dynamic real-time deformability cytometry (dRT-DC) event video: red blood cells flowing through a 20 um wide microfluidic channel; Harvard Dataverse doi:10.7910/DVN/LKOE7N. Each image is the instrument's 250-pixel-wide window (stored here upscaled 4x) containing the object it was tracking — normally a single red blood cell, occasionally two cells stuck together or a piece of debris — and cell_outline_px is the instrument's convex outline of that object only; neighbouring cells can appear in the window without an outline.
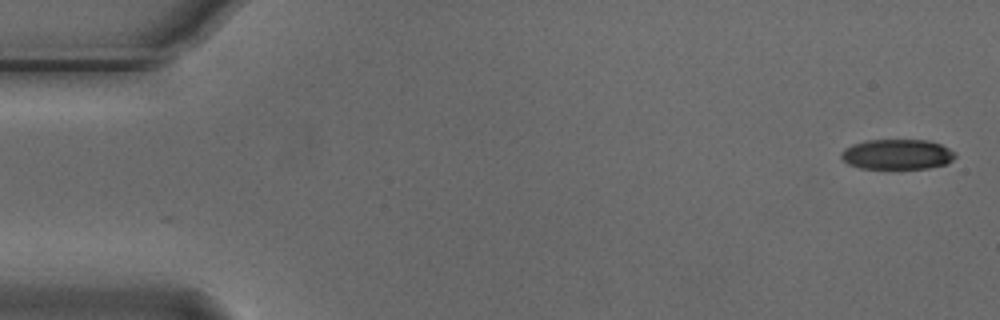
{"species": "Egyptian fruit bat (a non-hibernating species)", "species_latin": "Rousettus aegyptiacus", "temperature_condition": "cold", "stored_images_in_passage": 5, "camera_frame_rate_fps": 3000, "um_per_image_px": 0.085, "animal": {"sex": "male"}, "frame": {"image": 1, "passage_image": 1, "time_ms": 0.0, "image_size_px": [1000, 320], "cell_outline_px": [[956, 156], [948, 164], [928, 168], [860, 168], [848, 164], [840, 156], [840, 152], [844, 148], [852, 144], [864, 140], [928, 140], [940, 144], [956, 152]], "centroid_in_image_um": [76.26, 13.11], "position_along_channel_um": 8.7, "area_um2": 20.17}}
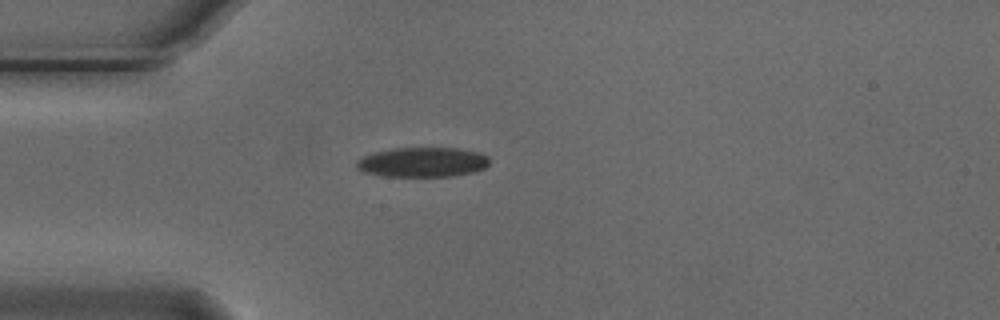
{"frame": {"image": 2, "passage_image": 4, "time_ms": 1.0, "image_size_px": [1000, 320], "cell_outline_px": [[488, 164], [484, 168], [472, 172], [452, 176], [384, 176], [364, 172], [356, 168], [356, 160], [372, 152], [392, 148], [460, 148], [480, 152], [488, 156]], "centroid_in_image_um": [35.9, 13.77], "position_along_channel_um": 49.1, "area_um2": 23.12}}